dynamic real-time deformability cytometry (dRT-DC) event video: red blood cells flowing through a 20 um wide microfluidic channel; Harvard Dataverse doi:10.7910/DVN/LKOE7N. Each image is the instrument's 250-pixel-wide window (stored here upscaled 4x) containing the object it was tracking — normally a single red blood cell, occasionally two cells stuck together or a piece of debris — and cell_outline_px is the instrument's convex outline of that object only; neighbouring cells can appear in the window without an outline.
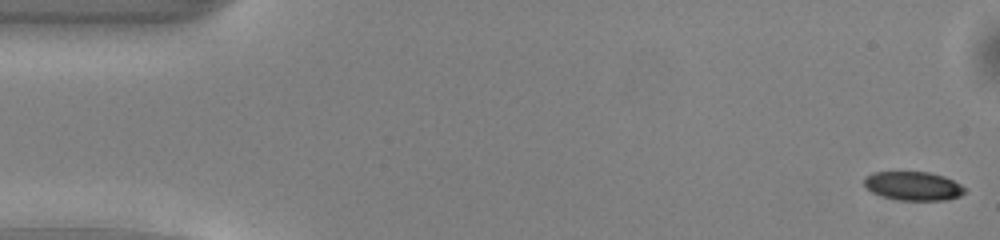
{"species": "common noctule bat (a hibernating species)", "species_latin": "Nyctalus noctula", "temperature_condition": "warm", "stored_images_in_passage": 50, "camera_frame_rate_fps": 3000, "um_per_image_px": 0.085, "animal": {"sex": "male", "body_mass_g": 13.0, "forearm_length_mm": 53.1}, "frame": {"image": 1, "passage_image": 1, "time_ms": 0.0, "image_size_px": [1000, 240], "cell_outline_px": [[964, 192], [960, 196], [944, 200], [896, 200], [872, 192], [864, 188], [864, 176], [872, 172], [928, 172], [944, 176], [960, 184], [964, 188]], "centroid_in_image_um": [77.57, 15.8], "position_along_channel_um": 7.4, "area_um2": 16.88}}
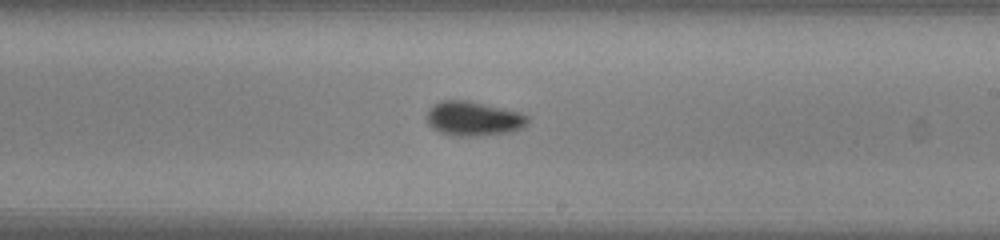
{"frame": {"image": 2, "passage_image": 29, "time_ms": 9.333, "image_size_px": [1000, 240], "cell_outline_px": [[528, 124], [524, 128], [512, 132], [480, 136], [452, 136], [440, 132], [432, 128], [428, 124], [428, 108], [444, 100], [468, 100], [520, 112], [528, 116]], "centroid_in_image_um": [40.28, 10.1], "position_along_channel_um": 248.7, "area_um2": 20.4}}
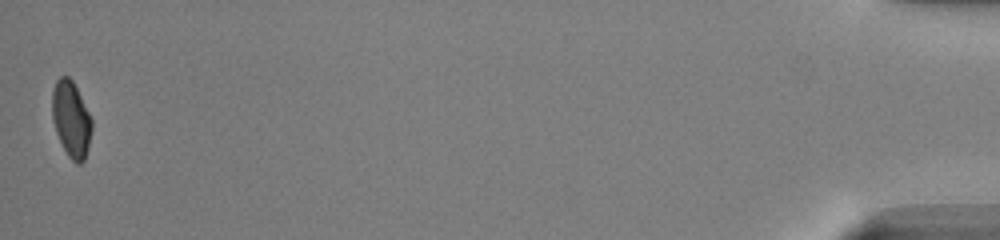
{"frame": {"image": 3, "passage_image": 50, "time_ms": 16.333, "image_size_px": [1000, 240], "cell_outline_px": [[92, 128], [88, 148], [84, 160], [80, 164], [76, 164], [68, 156], [56, 132], [52, 116], [52, 88], [56, 80], [60, 76], [68, 76], [72, 80], [92, 120]], "centroid_in_image_um": [6.04, 10.13], "position_along_channel_um": 429.2, "area_um2": 17.4}, "authors_computed_cell_mechanics": {"area_um2": 18.6694, "velocity_mm_per_s": 4.0576, "shape_relaxation_time_tau1_ms": 3.1618, "shape_relaxation_time_tau2_ms": 10.4262, "deformation_change_tau1": 0.0991, "deformation_change_tau2": 0.1162}}